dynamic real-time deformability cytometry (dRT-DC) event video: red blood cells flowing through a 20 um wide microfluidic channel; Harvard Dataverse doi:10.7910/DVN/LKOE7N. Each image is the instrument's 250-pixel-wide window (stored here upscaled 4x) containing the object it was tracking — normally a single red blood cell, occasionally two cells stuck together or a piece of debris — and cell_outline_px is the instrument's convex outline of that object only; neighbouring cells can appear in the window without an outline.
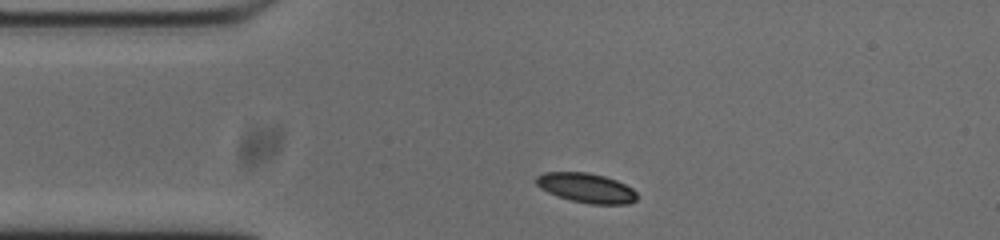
{"species": "common noctule bat (a hibernating species)", "species_latin": "Nyctalus noctula", "temperature_condition": "cold", "stored_images_in_passage": 44, "camera_frame_rate_fps": 3000, "um_per_image_px": 0.085, "animal": {"sex": "male", "body_mass_g": 20.0, "forearm_length_mm": 53.3}, "frame": {"image": 1, "passage_image": 1, "time_ms": 0.0, "image_size_px": [1000, 240], "cell_outline_px": [[636, 200], [628, 204], [592, 204], [572, 200], [556, 196], [540, 188], [536, 184], [536, 176], [544, 172], [588, 172], [604, 176], [616, 180], [632, 188], [636, 192]], "centroid_in_image_um": [49.82, 15.96], "position_along_channel_um": 35.2, "area_um2": 17.34}}
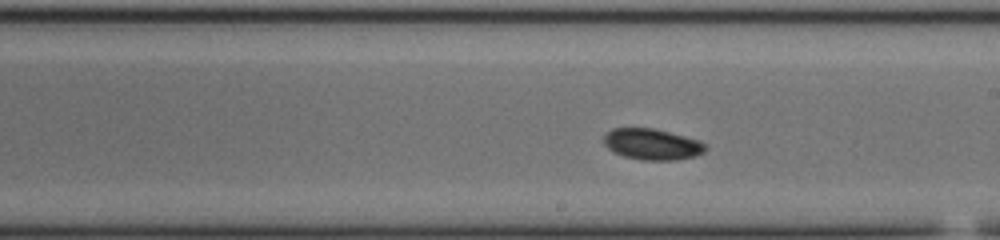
{"frame": {"image": 2, "passage_image": 19, "time_ms": 6.0, "image_size_px": [1000, 240], "cell_outline_px": [[708, 148], [704, 152], [696, 156], [676, 160], [640, 160], [624, 156], [612, 152], [604, 144], [604, 136], [612, 128], [652, 128], [700, 140]], "centroid_in_image_um": [55.43, 12.27], "position_along_channel_um": 233.6, "area_um2": 18.44}}
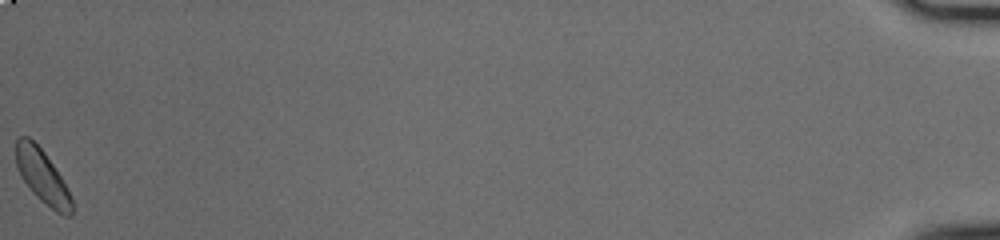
{"frame": {"image": 3, "passage_image": 44, "time_ms": 14.333, "image_size_px": [1000, 240], "cell_outline_px": [[72, 216], [64, 216], [56, 212], [40, 200], [32, 192], [20, 176], [16, 164], [16, 140], [20, 136], [28, 136], [44, 152], [60, 176], [72, 196]], "centroid_in_image_um": [3.6, 15.02], "position_along_channel_um": 431.6, "area_um2": 17.28}, "authors_computed_cell_mechanics": {"area_um2": 17.8313, "velocity_mm_per_s": 3.7375, "shape_relaxation_time_tau1_ms": 1.743, "shape_relaxation_time_tau2_ms": null, "deformation_change_tau1": 0.0863, "deformation_change_tau2": null}}